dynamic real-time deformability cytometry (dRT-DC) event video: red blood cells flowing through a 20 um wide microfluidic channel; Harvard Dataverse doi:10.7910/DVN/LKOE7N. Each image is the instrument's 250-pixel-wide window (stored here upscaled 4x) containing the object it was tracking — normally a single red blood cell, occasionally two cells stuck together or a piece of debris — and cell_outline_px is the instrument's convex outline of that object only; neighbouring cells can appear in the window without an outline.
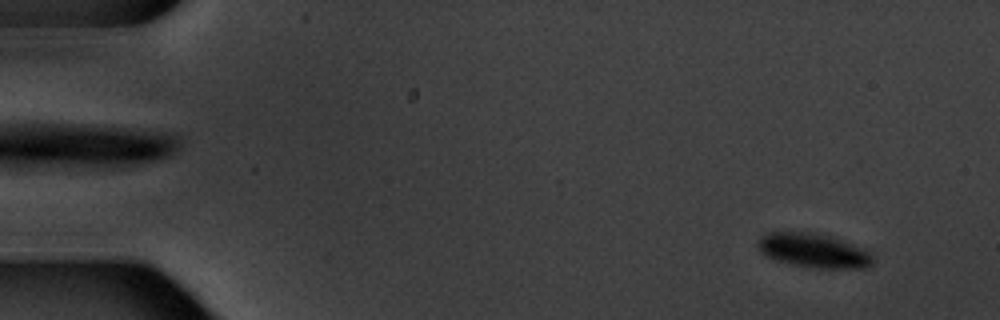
{"species": "common noctule bat (a hibernating species)", "species_latin": "Nyctalus noctula", "temperature_condition": "warm", "stored_images_in_passage": 7, "camera_frame_rate_fps": 3000, "um_per_image_px": 0.085, "animal": {"sex": "male", "body_mass_g": 20.1, "forearm_length_mm": 53.5}, "frame": {"image": 1, "passage_image": 1, "time_ms": 0.0, "image_size_px": [1000, 320], "cell_outline_px": [[872, 264], [864, 268], [820, 268], [796, 264], [776, 260], [764, 256], [756, 244], [756, 240], [764, 232], [808, 232], [828, 236], [860, 248], [868, 252], [872, 256]], "centroid_in_image_um": [69.05, 21.29], "position_along_channel_um": 15.9, "area_um2": 22.43}}
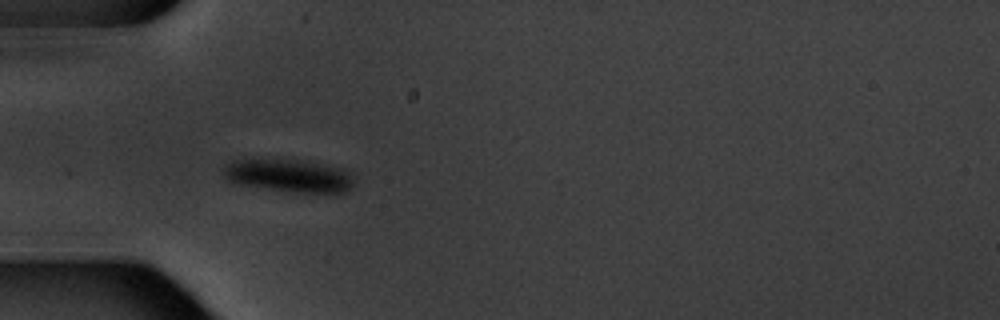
{"frame": {"image": 2, "passage_image": 5, "time_ms": 4.667, "image_size_px": [1000, 320], "cell_outline_px": [[352, 184], [344, 192], [296, 192], [236, 184], [228, 180], [224, 176], [220, 168], [224, 164], [232, 160], [252, 156], [256, 156], [308, 160], [344, 168], [348, 172], [352, 180]], "centroid_in_image_um": [24.4, 14.85], "position_along_channel_um": 60.6, "area_um2": 26.07}}